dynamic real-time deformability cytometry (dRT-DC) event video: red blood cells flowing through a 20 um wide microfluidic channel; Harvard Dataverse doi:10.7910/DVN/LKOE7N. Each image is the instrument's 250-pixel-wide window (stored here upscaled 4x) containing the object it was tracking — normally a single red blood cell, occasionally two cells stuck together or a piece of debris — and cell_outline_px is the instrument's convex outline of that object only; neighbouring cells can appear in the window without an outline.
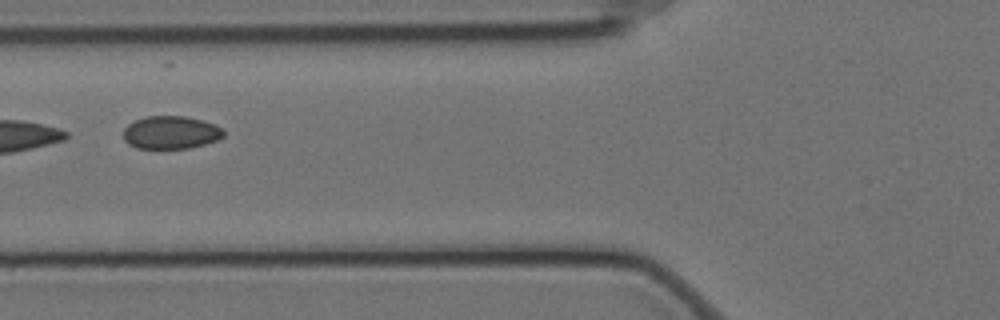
{"species": "Egyptian fruit bat (a non-hibernating species)", "species_latin": "Rousettus aegyptiacus", "temperature_condition": "cold", "stored_images_in_passage": 4, "camera_frame_rate_fps": 3000, "um_per_image_px": 0.085, "animal": {"sex": "female"}, "frame": {"image": 1, "passage_image": 4, "time_ms": 1.0, "image_size_px": [1000, 320], "cell_outline_px": [[224, 136], [216, 140], [204, 144], [188, 148], [136, 148], [128, 144], [124, 140], [124, 128], [128, 124], [144, 116], [184, 116], [200, 120], [212, 124], [220, 128], [224, 132]], "centroid_in_image_um": [14.47, 11.26], "position_along_channel_um": 111.3, "area_um2": 19.02}}